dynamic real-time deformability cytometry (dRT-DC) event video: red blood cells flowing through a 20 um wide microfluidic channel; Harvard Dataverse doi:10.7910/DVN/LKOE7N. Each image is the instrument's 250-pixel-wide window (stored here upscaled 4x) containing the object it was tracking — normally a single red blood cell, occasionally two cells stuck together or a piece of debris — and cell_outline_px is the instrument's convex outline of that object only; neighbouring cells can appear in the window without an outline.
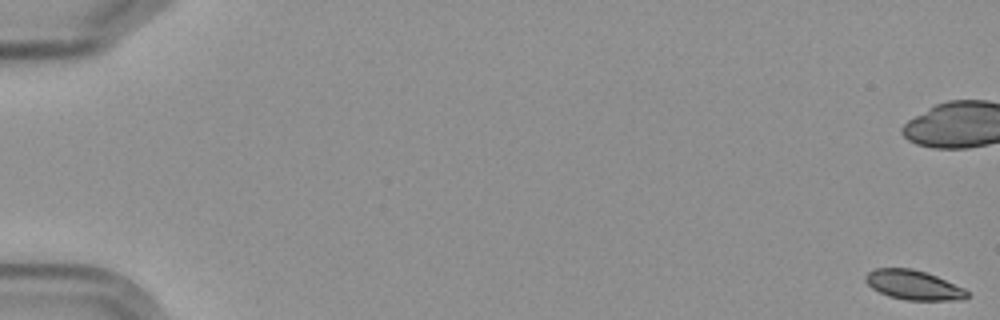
{"species": "Egyptian fruit bat (a non-hibernating species)", "species_latin": "Rousettus aegyptiacus", "temperature_condition": "cold", "stored_images_in_passage": 7, "camera_frame_rate_fps": 3000, "um_per_image_px": 0.085, "frame": {"image": 1, "passage_image": 1, "time_ms": 0.0, "image_size_px": [1000, 320], "cell_outline_px": [[968, 296], [964, 300], [904, 300], [888, 296], [872, 288], [864, 280], [864, 276], [868, 272], [876, 268], [912, 268], [936, 276], [964, 288], [968, 292]], "centroid_in_image_um": [77.63, 24.23], "position_along_channel_um": 7.4, "area_um2": 17.46}}